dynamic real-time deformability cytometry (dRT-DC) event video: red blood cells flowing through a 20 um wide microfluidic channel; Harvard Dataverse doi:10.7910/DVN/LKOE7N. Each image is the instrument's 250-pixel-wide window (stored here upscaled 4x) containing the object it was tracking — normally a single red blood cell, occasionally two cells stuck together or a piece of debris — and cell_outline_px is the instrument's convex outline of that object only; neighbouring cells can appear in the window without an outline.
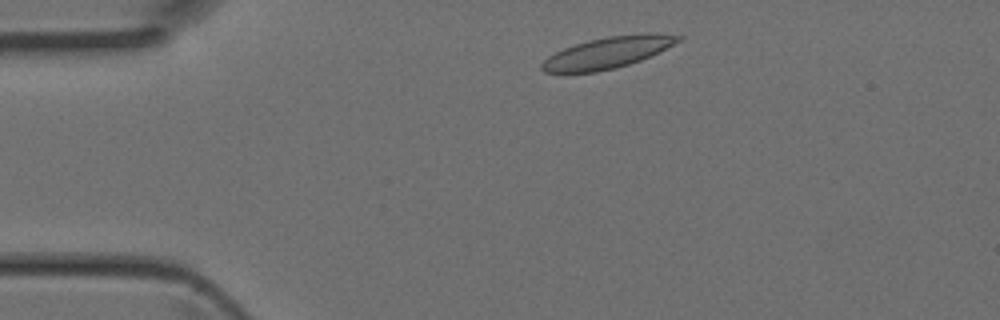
{"species": "Egyptian fruit bat (a non-hibernating species)", "species_latin": "Rousettus aegyptiacus", "temperature_condition": "room temperature", "stored_images_in_passage": 38, "camera_frame_rate_fps": 3000, "um_per_image_px": 0.085, "animal": {"sex": "female"}, "frame": {"image": 1, "passage_image": 3, "time_ms": 0.667, "image_size_px": [1000, 320], "cell_outline_px": [[684, 36], [680, 40], [640, 60], [628, 64], [596, 72], [544, 72], [540, 68], [540, 64], [548, 56], [564, 48], [588, 40], [608, 36], [640, 32], [652, 32]], "centroid_in_image_um": [51.63, 4.45], "position_along_channel_um": 33.4, "area_um2": 24.62}}
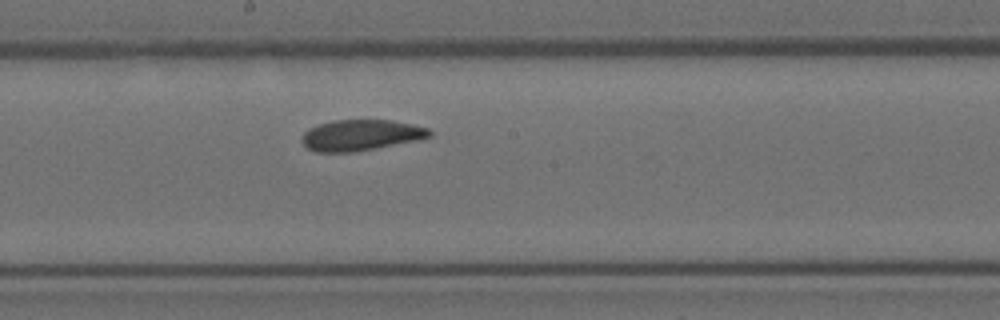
{"frame": {"image": 2, "passage_image": 18, "time_ms": 5.667, "image_size_px": [1000, 320], "cell_outline_px": [[432, 136], [420, 140], [376, 148], [352, 152], [316, 152], [308, 148], [300, 140], [304, 132], [308, 128], [332, 120], [392, 120], [412, 124], [428, 128], [432, 132]], "centroid_in_image_um": [30.69, 11.49], "position_along_channel_um": 217.5, "area_um2": 23.12}}
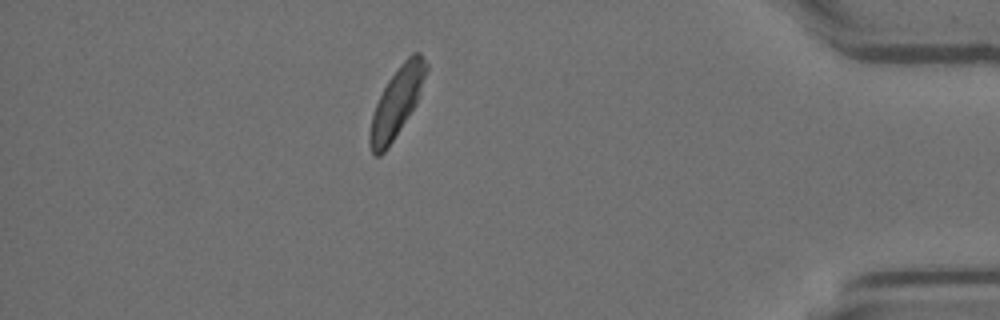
{"frame": {"image": 3, "passage_image": 33, "time_ms": 10.667, "image_size_px": [1000, 320], "cell_outline_px": [[428, 68], [420, 96], [416, 104], [388, 148], [380, 156], [376, 156], [372, 152], [368, 144], [368, 136], [372, 116], [376, 104], [388, 80], [400, 64], [412, 52], [420, 52], [428, 64]], "centroid_in_image_um": [33.74, 8.68], "position_along_channel_um": 401.5, "area_um2": 22.72}}